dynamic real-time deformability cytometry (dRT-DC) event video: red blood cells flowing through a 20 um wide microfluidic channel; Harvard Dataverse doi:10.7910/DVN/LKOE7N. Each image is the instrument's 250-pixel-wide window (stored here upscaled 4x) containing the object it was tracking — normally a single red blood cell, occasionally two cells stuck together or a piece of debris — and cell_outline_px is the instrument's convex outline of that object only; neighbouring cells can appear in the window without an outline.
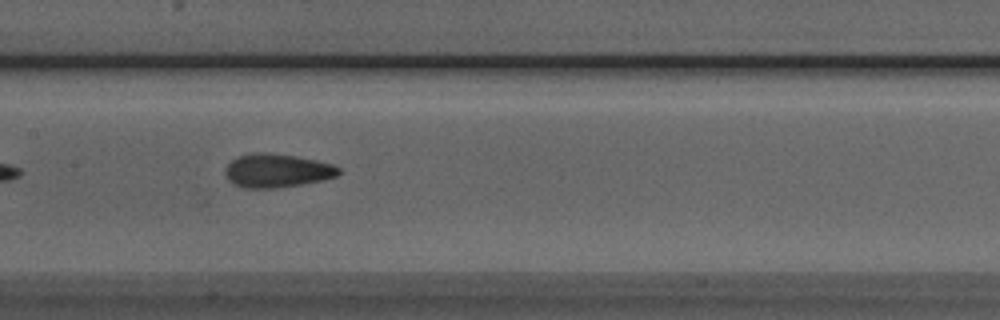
{"species": "Egyptian fruit bat (a non-hibernating species)", "species_latin": "Rousettus aegyptiacus", "temperature_condition": "room temperature", "stored_images_in_passage": 8, "camera_frame_rate_fps": 3000, "um_per_image_px": 0.085, "animal": {"sex": "male"}, "frame": {"image": 1, "passage_image": 7, "time_ms": 7.0, "image_size_px": [1000, 320], "cell_outline_px": [[340, 172], [336, 176], [324, 180], [276, 188], [244, 188], [232, 184], [228, 180], [224, 172], [224, 168], [236, 156], [252, 152], [268, 152], [296, 156], [316, 160], [332, 164], [340, 168]], "centroid_in_image_um": [23.5, 14.49], "position_along_channel_um": 183.9, "area_um2": 22.48}}
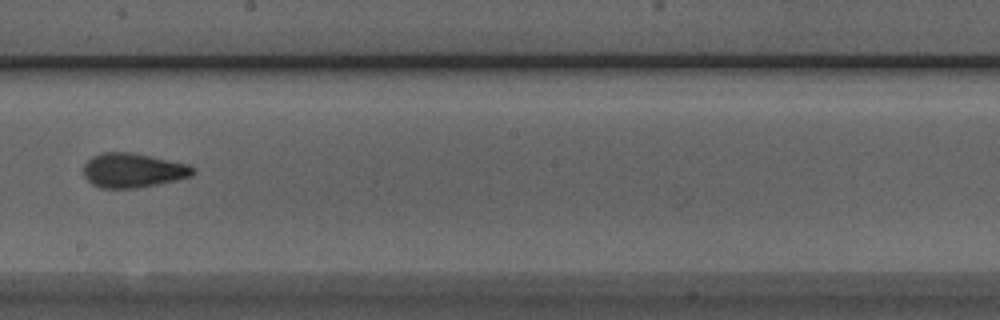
{"frame": {"image": 2, "passage_image": 8, "time_ms": 8.333, "image_size_px": [1000, 320], "cell_outline_px": [[196, 172], [192, 176], [176, 180], [136, 188], [100, 188], [92, 184], [84, 176], [84, 164], [92, 156], [100, 152], [128, 152], [188, 164], [196, 168]], "centroid_in_image_um": [11.3, 14.48], "position_along_channel_um": 236.9, "area_um2": 21.85}}